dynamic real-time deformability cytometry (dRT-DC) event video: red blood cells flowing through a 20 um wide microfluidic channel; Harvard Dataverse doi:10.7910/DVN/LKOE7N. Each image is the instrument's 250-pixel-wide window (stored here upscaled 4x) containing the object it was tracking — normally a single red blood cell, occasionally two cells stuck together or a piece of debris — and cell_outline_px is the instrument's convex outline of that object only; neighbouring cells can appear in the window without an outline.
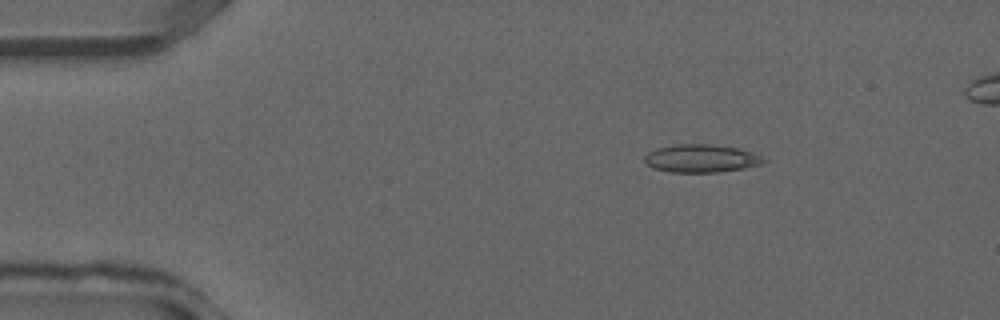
{"species": "common noctule bat (a hibernating species)", "species_latin": "Nyctalus noctula", "temperature_condition": "warm", "stored_images_in_passage": 33, "camera_frame_rate_fps": 3000, "um_per_image_px": 0.085, "animal": {"sex": "male", "forearm_length_mm": 52.5}, "frame": {"image": 1, "passage_image": 2, "time_ms": 0.333, "image_size_px": [1000, 320], "cell_outline_px": [[768, 160], [764, 164], [744, 168], [720, 172], [668, 172], [652, 168], [644, 160], [644, 156], [648, 152], [656, 148], [676, 144], [712, 144], [736, 148], [752, 152], [764, 156]], "centroid_in_image_um": [59.63, 13.47], "position_along_channel_um": 25.4, "area_um2": 19.65}}
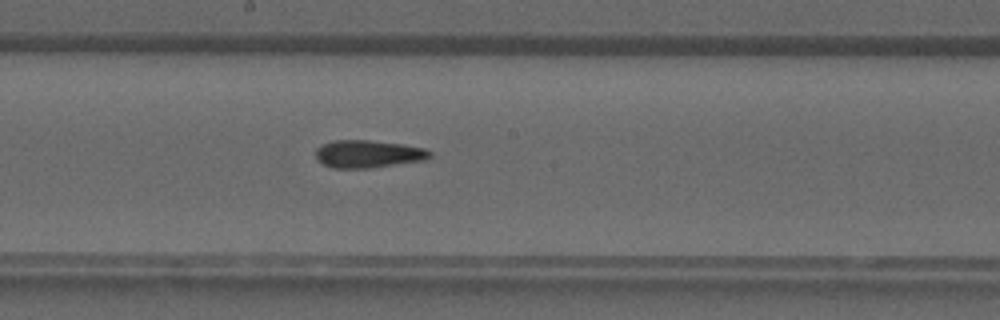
{"frame": {"image": 2, "passage_image": 16, "time_ms": 5.0, "image_size_px": [1000, 320], "cell_outline_px": [[432, 156], [428, 160], [368, 168], [332, 168], [316, 160], [316, 148], [320, 144], [332, 140], [368, 140], [404, 144], [424, 148], [432, 152]], "centroid_in_image_um": [31.29, 13.08], "position_along_channel_um": 216.9, "area_um2": 18.67}}
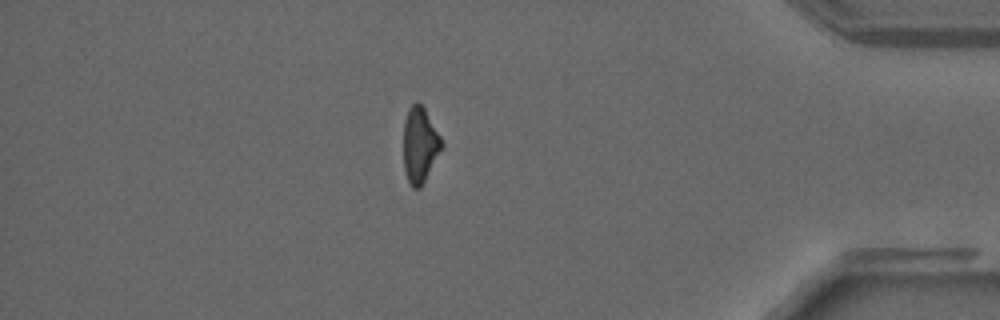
{"frame": {"image": 3, "passage_image": 28, "time_ms": 9.0, "image_size_px": [1000, 320], "cell_outline_px": [[444, 144], [420, 188], [412, 188], [404, 172], [404, 120], [408, 108], [416, 100], [424, 108], [440, 136]], "centroid_in_image_um": [35.67, 12.3], "position_along_channel_um": 399.5, "area_um2": 16.59}}